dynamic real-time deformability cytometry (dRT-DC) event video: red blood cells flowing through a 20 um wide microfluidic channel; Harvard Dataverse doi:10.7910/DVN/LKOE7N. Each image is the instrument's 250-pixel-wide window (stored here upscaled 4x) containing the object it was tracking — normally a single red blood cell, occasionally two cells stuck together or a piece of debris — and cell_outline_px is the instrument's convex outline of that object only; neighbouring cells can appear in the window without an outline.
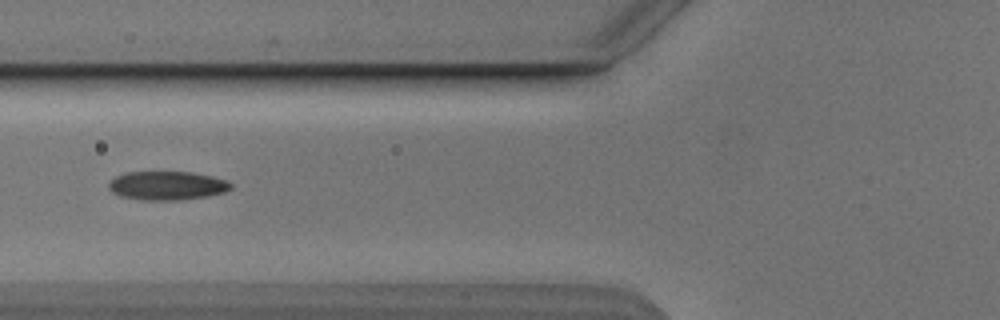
{"species": "Egyptian fruit bat (a non-hibernating species)", "species_latin": "Rousettus aegyptiacus", "temperature_condition": "cold", "stored_images_in_passage": 4, "camera_frame_rate_fps": 3000, "um_per_image_px": 0.085, "animal": {"sex": "male"}, "frame": {"image": 1, "passage_image": 4, "time_ms": 3.667, "image_size_px": [1000, 320], "cell_outline_px": [[232, 188], [224, 192], [208, 196], [180, 200], [140, 200], [120, 196], [112, 192], [108, 188], [108, 184], [116, 176], [124, 172], [192, 172], [212, 176], [224, 180], [232, 184]], "centroid_in_image_um": [14.18, 15.78], "position_along_channel_um": 111.6, "area_um2": 20.52}}